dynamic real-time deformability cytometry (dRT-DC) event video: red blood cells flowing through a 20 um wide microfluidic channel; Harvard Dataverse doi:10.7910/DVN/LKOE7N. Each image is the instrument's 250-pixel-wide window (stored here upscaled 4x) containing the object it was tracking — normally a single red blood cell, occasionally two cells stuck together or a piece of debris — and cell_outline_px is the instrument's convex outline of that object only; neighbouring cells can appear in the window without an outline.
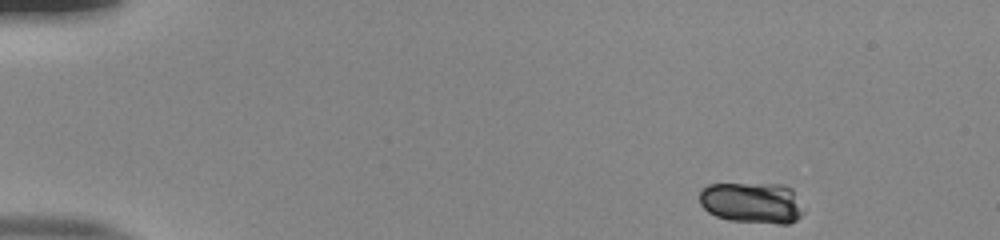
{"species": "human", "species_latin": "Homo sapiens", "temperature_condition": "room temperature", "stored_images_in_passage": 47, "camera_frame_rate_fps": 3000, "um_per_image_px": 0.085, "donor": {"sex": "male"}, "frame": {"image": 1, "passage_image": 1, "time_ms": 0.0, "image_size_px": [1000, 240], "cell_outline_px": [[804, 212], [796, 220], [788, 224], [776, 224], [728, 220], [716, 216], [708, 212], [700, 204], [700, 188], [708, 184], [784, 184], [792, 188]], "centroid_in_image_um": [63.91, 17.23], "position_along_channel_um": 21.1, "area_um2": 25.14}}
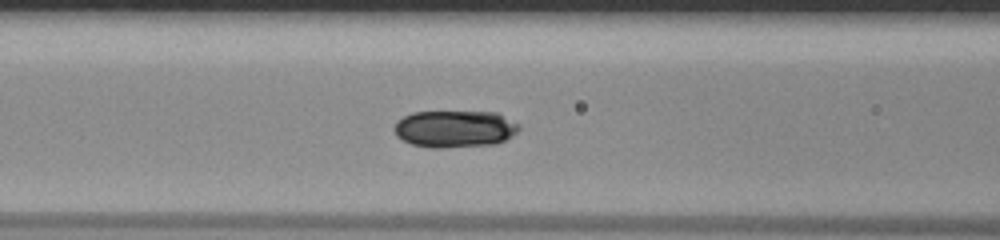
{"frame": {"image": 2, "passage_image": 18, "time_ms": 5.667, "image_size_px": [1000, 240], "cell_outline_px": [[520, 128], [512, 136], [496, 144], [444, 148], [432, 148], [412, 144], [396, 136], [392, 128], [396, 120], [412, 112], [496, 112], [520, 124]], "centroid_in_image_um": [38.63, 10.95], "position_along_channel_um": 128.0, "area_um2": 27.17}}
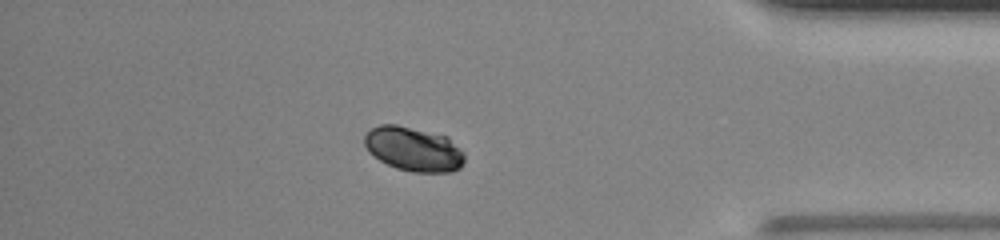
{"frame": {"image": 3, "passage_image": 41, "time_ms": 13.333, "image_size_px": [1000, 240], "cell_outline_px": [[464, 164], [460, 168], [452, 172], [412, 172], [396, 168], [380, 160], [368, 152], [364, 144], [364, 136], [372, 128], [380, 124], [396, 124], [448, 136], [464, 152]], "centroid_in_image_um": [35.17, 12.67], "position_along_channel_um": 400.0, "area_um2": 26.01}}